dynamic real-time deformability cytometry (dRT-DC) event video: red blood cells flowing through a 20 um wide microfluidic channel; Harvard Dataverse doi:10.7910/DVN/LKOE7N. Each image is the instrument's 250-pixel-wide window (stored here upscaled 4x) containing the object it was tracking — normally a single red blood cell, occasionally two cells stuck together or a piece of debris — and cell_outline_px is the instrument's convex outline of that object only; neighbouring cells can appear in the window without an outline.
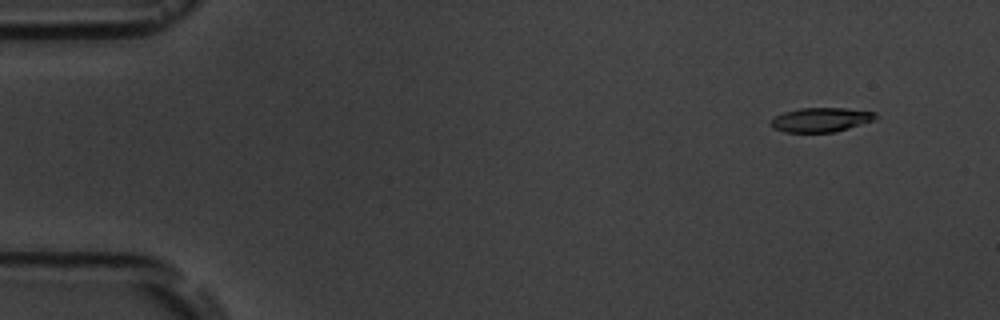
{"species": "common noctule bat (a hibernating species)", "species_latin": "Nyctalus noctula", "temperature_condition": "room temperature", "stored_images_in_passage": 4, "camera_frame_rate_fps": 3000, "um_per_image_px": 0.085, "animal": {"sex": "male", "body_mass_g": 19.5, "forearm_length_mm": 54.6}, "frame": {"image": 1, "passage_image": 1, "time_ms": 0.0, "image_size_px": [1000, 320], "cell_outline_px": [[880, 116], [872, 120], [836, 132], [784, 132], [772, 128], [772, 120], [776, 116], [784, 112], [800, 108], [844, 108], [876, 112]], "centroid_in_image_um": [69.79, 10.18], "position_along_channel_um": 15.2, "area_um2": 14.68}}